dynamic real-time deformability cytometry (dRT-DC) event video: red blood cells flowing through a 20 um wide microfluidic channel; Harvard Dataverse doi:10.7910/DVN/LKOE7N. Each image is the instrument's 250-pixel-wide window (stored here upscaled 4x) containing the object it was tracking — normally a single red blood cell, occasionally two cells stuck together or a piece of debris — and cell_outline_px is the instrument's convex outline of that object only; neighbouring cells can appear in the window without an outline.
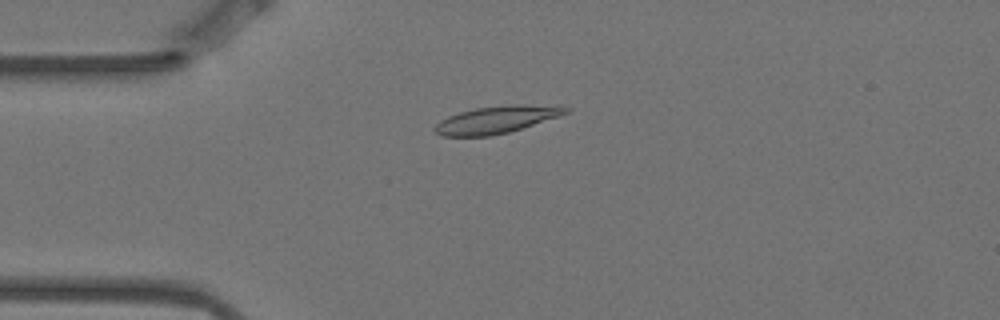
{"species": "Egyptian fruit bat (a non-hibernating species)", "species_latin": "Rousettus aegyptiacus", "temperature_condition": "warm", "stored_images_in_passage": 5, "camera_frame_rate_fps": 3000, "um_per_image_px": 0.085, "animal": {"sex": "female"}, "frame": {"image": 1, "passage_image": 4, "time_ms": 1.0, "image_size_px": [1000, 320], "cell_outline_px": [[572, 108], [568, 112], [560, 116], [508, 132], [488, 136], [440, 136], [432, 128], [440, 120], [448, 116], [460, 112], [476, 108], [508, 104], [556, 104]], "centroid_in_image_um": [42.26, 10.14], "position_along_channel_um": 42.7, "area_um2": 21.1}}